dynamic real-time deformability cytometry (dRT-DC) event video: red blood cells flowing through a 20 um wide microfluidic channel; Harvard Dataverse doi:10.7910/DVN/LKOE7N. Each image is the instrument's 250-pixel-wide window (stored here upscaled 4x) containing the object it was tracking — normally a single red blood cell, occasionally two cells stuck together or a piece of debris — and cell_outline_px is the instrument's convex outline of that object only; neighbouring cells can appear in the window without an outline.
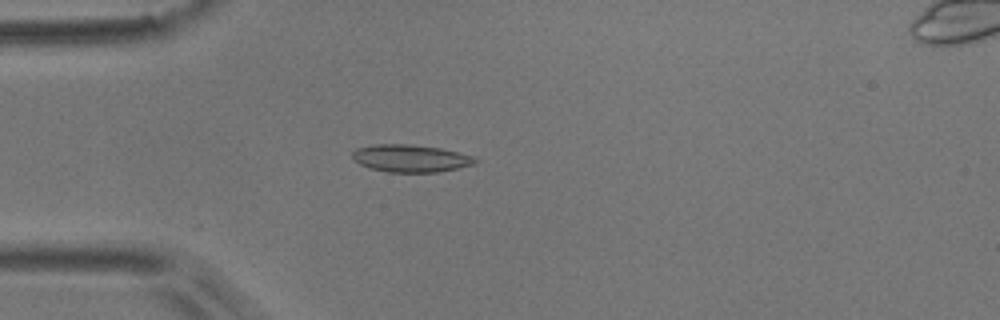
{"species": "common noctule bat (a hibernating species)", "species_latin": "Nyctalus noctula", "temperature_condition": "room temperature", "stored_images_in_passage": 4, "camera_frame_rate_fps": 3000, "um_per_image_px": 0.085, "animal": {"sex": "male", "body_mass_g": 17.9}, "frame": {"image": 1, "passage_image": 3, "time_ms": 0.667, "image_size_px": [1000, 320], "cell_outline_px": [[480, 160], [476, 164], [436, 172], [388, 172], [372, 168], [360, 164], [352, 156], [352, 152], [356, 148], [372, 144], [408, 144], [440, 148], [476, 156]], "centroid_in_image_um": [34.94, 13.45], "position_along_channel_um": 50.1, "area_um2": 19.65}}